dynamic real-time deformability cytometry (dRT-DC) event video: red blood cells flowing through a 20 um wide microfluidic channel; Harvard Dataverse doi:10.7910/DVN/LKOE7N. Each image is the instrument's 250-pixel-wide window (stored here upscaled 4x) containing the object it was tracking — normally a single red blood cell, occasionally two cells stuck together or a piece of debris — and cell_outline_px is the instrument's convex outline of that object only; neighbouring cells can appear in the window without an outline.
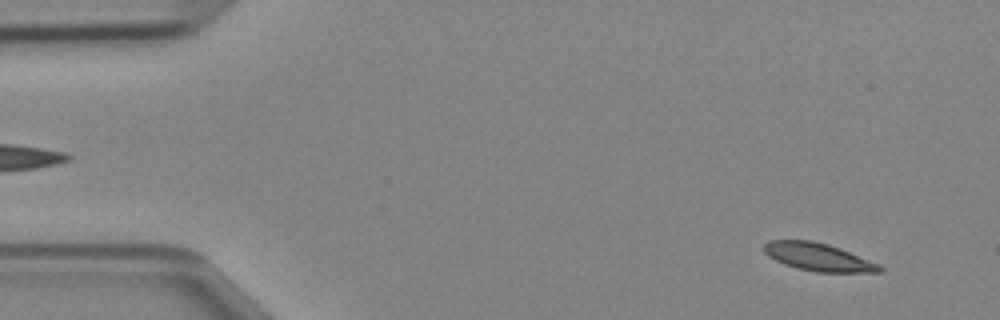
{"species": "Egyptian fruit bat (a non-hibernating species)", "species_latin": "Rousettus aegyptiacus", "temperature_condition": "cold", "stored_images_in_passage": 13, "camera_frame_rate_fps": 3000, "um_per_image_px": 0.085, "animal": {"sex": "female"}, "frame": {"image": 1, "passage_image": 3, "time_ms": 0.667, "image_size_px": [1000, 320], "cell_outline_px": [[884, 272], [816, 272], [796, 268], [784, 264], [768, 256], [764, 252], [764, 244], [768, 240], [812, 240], [828, 244], [840, 248], [880, 264], [884, 268]], "centroid_in_image_um": [69.57, 21.85], "position_along_channel_um": 15.4, "area_um2": 18.84}}
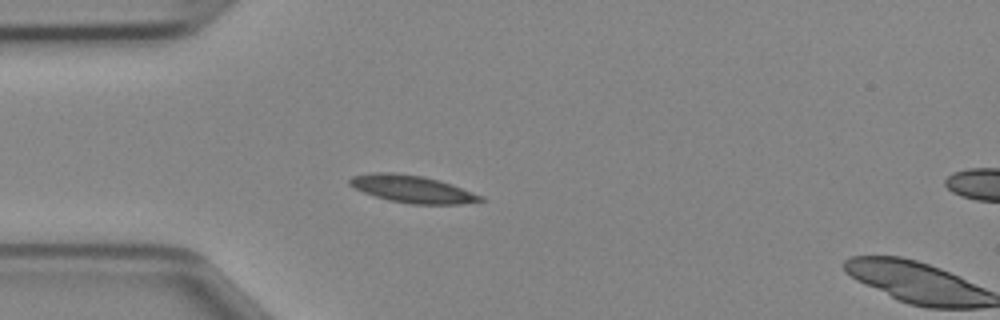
{"frame": {"image": 2, "passage_image": 12, "time_ms": 3.667, "image_size_px": [1000, 320], "cell_outline_px": [[488, 200], [460, 204], [412, 204], [388, 200], [364, 192], [348, 184], [348, 180], [352, 176], [372, 172], [392, 172], [424, 176], [440, 180], [484, 196]], "centroid_in_image_um": [35.07, 16.06], "position_along_channel_um": 49.9, "area_um2": 20.92}}